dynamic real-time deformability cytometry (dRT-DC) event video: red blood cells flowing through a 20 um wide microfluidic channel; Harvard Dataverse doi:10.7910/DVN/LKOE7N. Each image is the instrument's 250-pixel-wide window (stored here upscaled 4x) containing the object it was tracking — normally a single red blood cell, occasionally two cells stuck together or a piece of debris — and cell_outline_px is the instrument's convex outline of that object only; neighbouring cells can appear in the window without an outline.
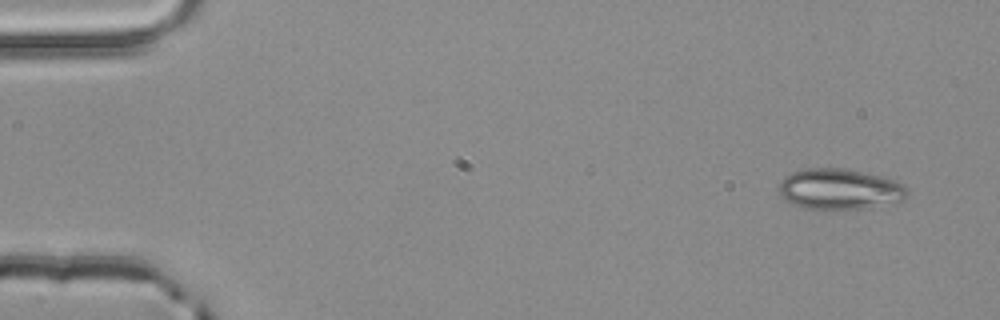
{"species": "common noctule bat (a hibernating species)", "species_latin": "Nyctalus noctula", "temperature_condition": "room temperature", "stored_images_in_passage": 4, "camera_frame_rate_fps": 3000, "um_per_image_px": 0.085, "animal": {"sex": "male", "body_mass_g": 20.4}, "frame": {"image": 1, "passage_image": 1, "time_ms": 0.0, "image_size_px": [1000, 320], "cell_outline_px": [[908, 196], [904, 200], [864, 208], [800, 208], [784, 200], [780, 196], [780, 180], [784, 176], [792, 172], [804, 168], [844, 168], [864, 172], [896, 180], [904, 184], [908, 188]], "centroid_in_image_um": [71.36, 16.06], "position_along_channel_um": 13.6, "area_um2": 30.52}}